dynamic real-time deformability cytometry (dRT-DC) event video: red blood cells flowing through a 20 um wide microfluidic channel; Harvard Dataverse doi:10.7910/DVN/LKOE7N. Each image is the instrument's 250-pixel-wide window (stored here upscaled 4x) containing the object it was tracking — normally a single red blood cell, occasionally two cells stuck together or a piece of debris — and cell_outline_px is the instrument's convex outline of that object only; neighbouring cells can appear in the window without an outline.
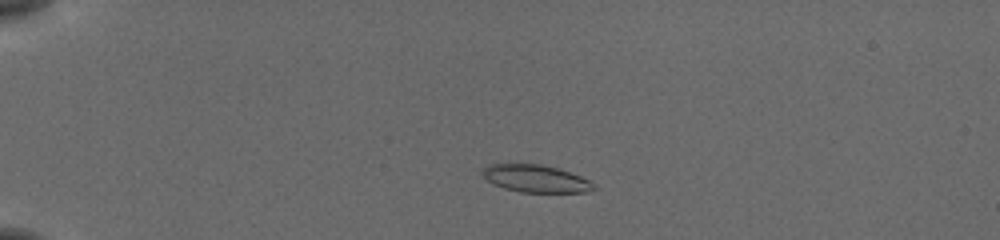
{"species": "common noctule bat (a hibernating species)", "species_latin": "Nyctalus noctula", "temperature_condition": "cold", "stored_images_in_passage": 49, "camera_frame_rate_fps": 3000, "um_per_image_px": 0.085, "animal": {"sex": "female", "body_mass_g": 19.5, "forearm_length_mm": 54.1}, "frame": {"image": 1, "passage_image": 8, "time_ms": 2.333, "image_size_px": [1000, 240], "cell_outline_px": [[596, 188], [588, 192], [520, 192], [504, 188], [488, 180], [480, 172], [488, 164], [540, 164], [560, 168], [580, 176], [596, 184]], "centroid_in_image_um": [45.57, 15.18], "position_along_channel_um": 39.4, "area_um2": 17.74}}
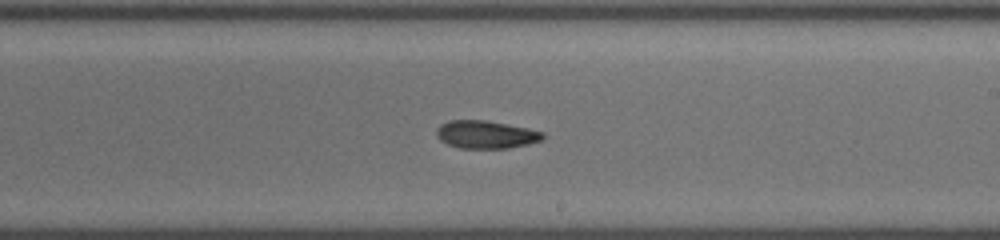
{"frame": {"image": 2, "passage_image": 29, "time_ms": 9.333, "image_size_px": [1000, 240], "cell_outline_px": [[544, 140], [528, 144], [508, 148], [460, 148], [448, 144], [440, 140], [436, 136], [436, 128], [440, 124], [448, 120], [484, 120], [508, 124], [528, 128], [544, 132]], "centroid_in_image_um": [41.3, 11.43], "position_along_channel_um": 247.7, "area_um2": 17.4}}
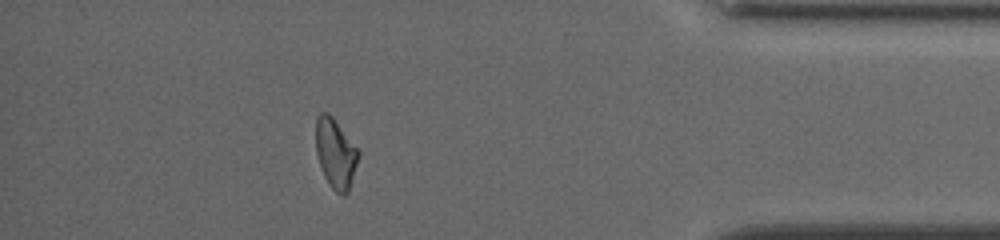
{"frame": {"image": 3, "passage_image": 44, "time_ms": 14.333, "image_size_px": [1000, 240], "cell_outline_px": [[360, 152], [348, 192], [344, 196], [340, 196], [328, 184], [324, 176], [316, 152], [316, 116], [320, 112], [328, 112], [332, 116]], "centroid_in_image_um": [28.51, 13.04], "position_along_channel_um": 406.7, "area_um2": 17.17}, "authors_computed_cell_mechanics": {"area_um2": 17.5134, "velocity_mm_per_s": 3.8213, "shape_relaxation_time_tau1_ms": 6.2028, "shape_relaxation_time_tau2_ms": 11.2265, "deformation_change_tau1": 0.1401, "deformation_change_tau2": 0.2151}}